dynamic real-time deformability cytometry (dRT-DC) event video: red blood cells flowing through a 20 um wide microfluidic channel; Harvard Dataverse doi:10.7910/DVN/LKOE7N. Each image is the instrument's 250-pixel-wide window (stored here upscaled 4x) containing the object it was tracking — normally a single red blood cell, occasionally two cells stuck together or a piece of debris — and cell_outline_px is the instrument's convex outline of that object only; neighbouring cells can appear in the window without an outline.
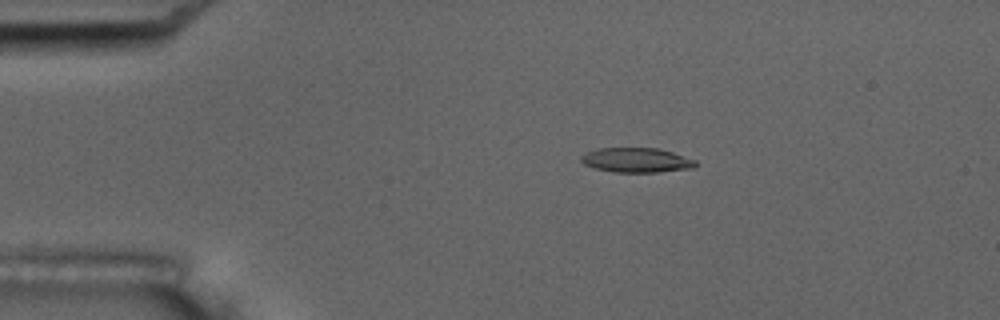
{"species": "common noctule bat (a hibernating species)", "species_latin": "Nyctalus noctula", "temperature_condition": "room temperature", "stored_images_in_passage": 5, "camera_frame_rate_fps": 3000, "um_per_image_px": 0.085, "animal": {"sex": "male", "body_mass_g": 17.5, "forearm_length_mm": 52.3}, "frame": {"image": 1, "passage_image": 3, "time_ms": 3.0, "image_size_px": [1000, 320], "cell_outline_px": [[696, 168], [660, 172], [616, 172], [592, 168], [584, 164], [580, 160], [580, 156], [596, 148], [656, 148], [672, 152], [696, 160]], "centroid_in_image_um": [54.1, 13.62], "position_along_channel_um": 30.9, "area_um2": 16.53}}